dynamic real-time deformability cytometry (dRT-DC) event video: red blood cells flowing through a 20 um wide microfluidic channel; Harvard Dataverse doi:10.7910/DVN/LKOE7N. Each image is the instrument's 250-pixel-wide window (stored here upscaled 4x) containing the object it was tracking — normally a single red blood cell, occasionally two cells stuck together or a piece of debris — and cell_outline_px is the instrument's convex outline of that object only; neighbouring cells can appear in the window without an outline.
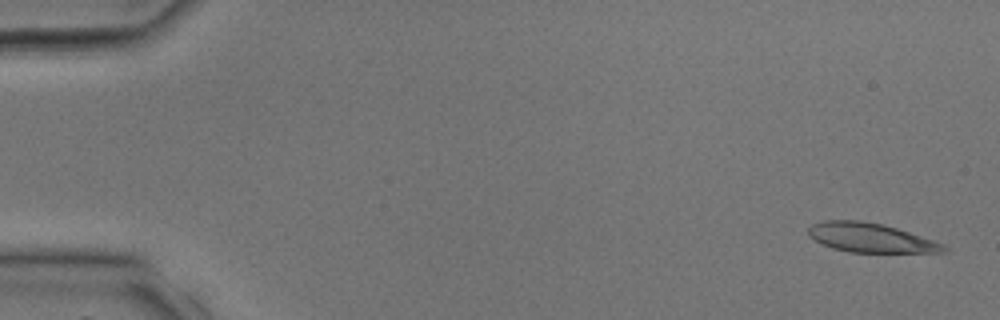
{"species": "common noctule bat (a hibernating species)", "species_latin": "Nyctalus noctula", "temperature_condition": "room temperature", "stored_images_in_passage": 33, "camera_frame_rate_fps": 3000, "um_per_image_px": 0.085, "animal": {"sex": "male", "body_mass_g": 17.9, "forearm_length_mm": 54.2}, "frame": {"image": 1, "passage_image": 1, "time_ms": 0.0, "image_size_px": [1000, 320], "cell_outline_px": [[948, 252], [848, 252], [832, 248], [808, 236], [808, 228], [812, 224], [824, 220], [860, 220], [884, 224], [944, 244], [948, 248]], "centroid_in_image_um": [73.98, 20.2], "position_along_channel_um": 11.0, "area_um2": 22.89}}
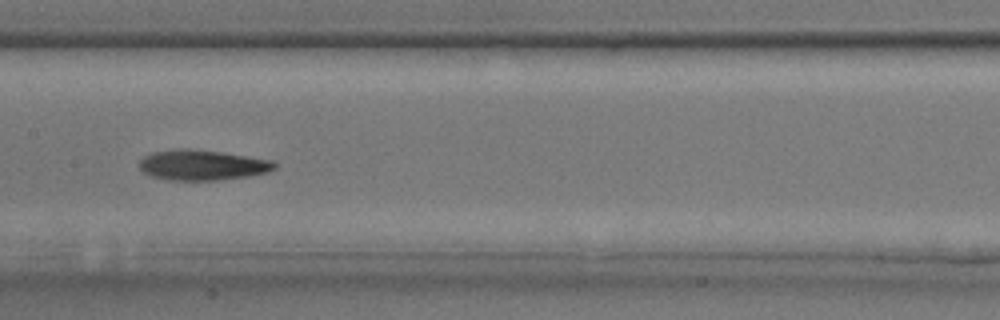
{"frame": {"image": 2, "passage_image": 17, "time_ms": 5.333, "image_size_px": [1000, 320], "cell_outline_px": [[276, 168], [268, 172], [248, 176], [220, 180], [168, 180], [152, 176], [144, 172], [140, 168], [140, 160], [144, 156], [152, 152], [176, 148], [188, 148], [220, 152], [248, 156], [272, 160], [276, 164]], "centroid_in_image_um": [17.19, 14.02], "position_along_channel_um": 190.2, "area_um2": 23.93}}
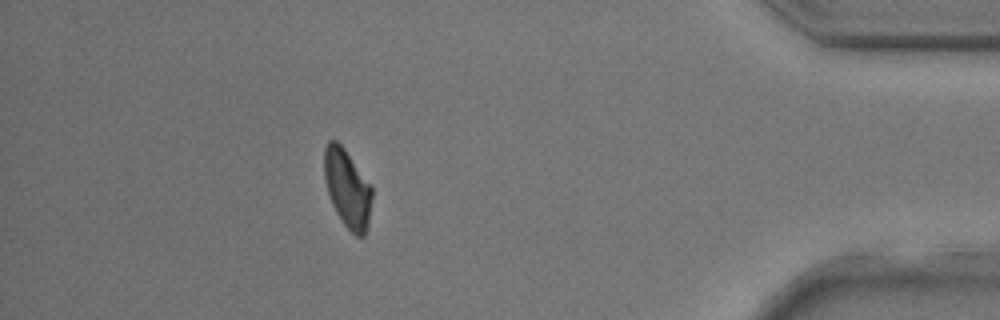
{"frame": {"image": 3, "passage_image": 30, "time_ms": 9.667, "image_size_px": [1000, 320], "cell_outline_px": [[372, 196], [368, 224], [364, 236], [356, 236], [344, 224], [336, 212], [332, 204], [324, 180], [324, 148], [328, 140], [336, 140], [344, 148], [372, 184]], "centroid_in_image_um": [29.53, 15.98], "position_along_channel_um": 405.7, "area_um2": 21.85}}